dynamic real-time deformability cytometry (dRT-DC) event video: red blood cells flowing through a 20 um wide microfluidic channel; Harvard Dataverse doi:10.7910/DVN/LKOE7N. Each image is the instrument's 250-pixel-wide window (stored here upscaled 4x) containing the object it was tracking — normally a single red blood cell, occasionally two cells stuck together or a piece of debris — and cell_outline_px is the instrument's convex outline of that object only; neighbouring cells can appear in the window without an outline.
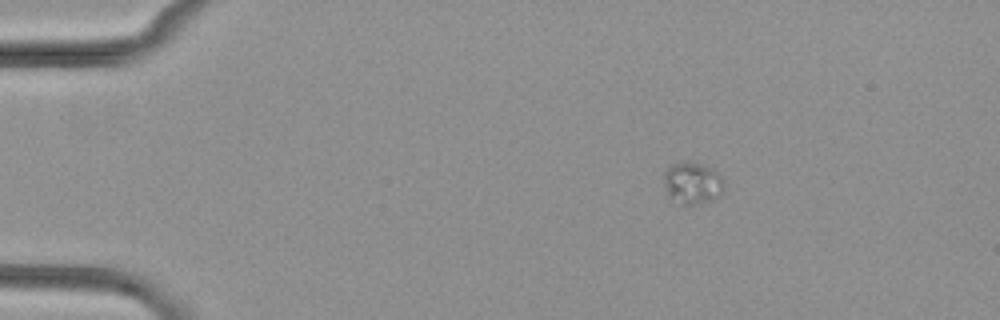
{"species": "common noctule bat (a hibernating species)", "species_latin": "Nyctalus noctula", "temperature_condition": "cold", "stored_images_in_passage": 4, "camera_frame_rate_fps": 3000, "um_per_image_px": 0.085, "animal": {"sex": "female", "body_mass_g": 29.2, "forearm_length_mm": 56.3}, "frame": {"image": 1, "passage_image": 1, "time_ms": 0.0, "image_size_px": [1000, 320], "cell_outline_px": [[724, 184], [720, 196], [712, 200], [692, 204], [680, 204], [668, 196], [664, 184], [664, 172], [672, 164], [680, 160], [688, 160], [704, 164], [712, 168], [720, 176]], "centroid_in_image_um": [58.84, 15.52], "position_along_channel_um": 26.2, "area_um2": 14.85}}